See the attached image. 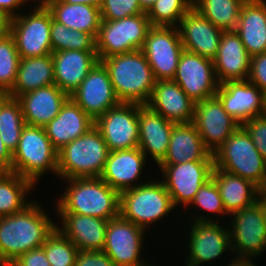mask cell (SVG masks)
Segmentation results:
<instances>
[{
	"instance_id": "1f68e13d",
	"label": "cell",
	"mask_w": 266,
	"mask_h": 266,
	"mask_svg": "<svg viewBox=\"0 0 266 266\" xmlns=\"http://www.w3.org/2000/svg\"><path fill=\"white\" fill-rule=\"evenodd\" d=\"M53 84L55 83L52 54L20 58L15 83L6 95L18 98L27 92Z\"/></svg>"
},
{
	"instance_id": "cb8c5ba5",
	"label": "cell",
	"mask_w": 266,
	"mask_h": 266,
	"mask_svg": "<svg viewBox=\"0 0 266 266\" xmlns=\"http://www.w3.org/2000/svg\"><path fill=\"white\" fill-rule=\"evenodd\" d=\"M248 52L238 34L223 31L216 57L213 59L219 84L227 81L247 80L250 72Z\"/></svg>"
},
{
	"instance_id": "4316f807",
	"label": "cell",
	"mask_w": 266,
	"mask_h": 266,
	"mask_svg": "<svg viewBox=\"0 0 266 266\" xmlns=\"http://www.w3.org/2000/svg\"><path fill=\"white\" fill-rule=\"evenodd\" d=\"M92 126H94V120L69 97L58 115L46 124L44 129L53 147L59 151L85 134Z\"/></svg>"
},
{
	"instance_id": "d4e9b609",
	"label": "cell",
	"mask_w": 266,
	"mask_h": 266,
	"mask_svg": "<svg viewBox=\"0 0 266 266\" xmlns=\"http://www.w3.org/2000/svg\"><path fill=\"white\" fill-rule=\"evenodd\" d=\"M54 83L69 96L79 87L99 61L96 51L52 52Z\"/></svg>"
},
{
	"instance_id": "4dcf8cb0",
	"label": "cell",
	"mask_w": 266,
	"mask_h": 266,
	"mask_svg": "<svg viewBox=\"0 0 266 266\" xmlns=\"http://www.w3.org/2000/svg\"><path fill=\"white\" fill-rule=\"evenodd\" d=\"M211 177L217 185L229 216L257 202L260 188L251 181L216 167H213Z\"/></svg>"
},
{
	"instance_id": "d590c367",
	"label": "cell",
	"mask_w": 266,
	"mask_h": 266,
	"mask_svg": "<svg viewBox=\"0 0 266 266\" xmlns=\"http://www.w3.org/2000/svg\"><path fill=\"white\" fill-rule=\"evenodd\" d=\"M25 124L19 100L0 95V136L11 154L18 146Z\"/></svg>"
},
{
	"instance_id": "9a60e30c",
	"label": "cell",
	"mask_w": 266,
	"mask_h": 266,
	"mask_svg": "<svg viewBox=\"0 0 266 266\" xmlns=\"http://www.w3.org/2000/svg\"><path fill=\"white\" fill-rule=\"evenodd\" d=\"M216 218L215 222H190L188 228V257H186V266H200L205 263H213L216 259L223 257L225 252L233 254L230 240L229 228L221 225ZM220 224V225H219ZM223 226V227H222ZM190 229V231H189ZM224 254V255H223Z\"/></svg>"
},
{
	"instance_id": "ab89813d",
	"label": "cell",
	"mask_w": 266,
	"mask_h": 266,
	"mask_svg": "<svg viewBox=\"0 0 266 266\" xmlns=\"http://www.w3.org/2000/svg\"><path fill=\"white\" fill-rule=\"evenodd\" d=\"M19 61L13 36L9 33L0 37V95L7 94L13 88Z\"/></svg>"
},
{
	"instance_id": "30bf717a",
	"label": "cell",
	"mask_w": 266,
	"mask_h": 266,
	"mask_svg": "<svg viewBox=\"0 0 266 266\" xmlns=\"http://www.w3.org/2000/svg\"><path fill=\"white\" fill-rule=\"evenodd\" d=\"M157 167L161 170L160 179L170 194L175 208L181 206L187 210L200 187L211 178L214 161L158 164Z\"/></svg>"
},
{
	"instance_id": "681fc988",
	"label": "cell",
	"mask_w": 266,
	"mask_h": 266,
	"mask_svg": "<svg viewBox=\"0 0 266 266\" xmlns=\"http://www.w3.org/2000/svg\"><path fill=\"white\" fill-rule=\"evenodd\" d=\"M11 17L0 10V37L10 33Z\"/></svg>"
},
{
	"instance_id": "c3c4849f",
	"label": "cell",
	"mask_w": 266,
	"mask_h": 266,
	"mask_svg": "<svg viewBox=\"0 0 266 266\" xmlns=\"http://www.w3.org/2000/svg\"><path fill=\"white\" fill-rule=\"evenodd\" d=\"M12 168V154L5 147L0 136V172H10Z\"/></svg>"
},
{
	"instance_id": "83f0119b",
	"label": "cell",
	"mask_w": 266,
	"mask_h": 266,
	"mask_svg": "<svg viewBox=\"0 0 266 266\" xmlns=\"http://www.w3.org/2000/svg\"><path fill=\"white\" fill-rule=\"evenodd\" d=\"M69 97L53 84L27 92L17 99L20 102L25 123L44 127L58 115Z\"/></svg>"
},
{
	"instance_id": "d6a6232c",
	"label": "cell",
	"mask_w": 266,
	"mask_h": 266,
	"mask_svg": "<svg viewBox=\"0 0 266 266\" xmlns=\"http://www.w3.org/2000/svg\"><path fill=\"white\" fill-rule=\"evenodd\" d=\"M45 5L57 22L69 29L89 33L96 39L101 22L100 7L68 4L58 0H47Z\"/></svg>"
},
{
	"instance_id": "f1b7e54d",
	"label": "cell",
	"mask_w": 266,
	"mask_h": 266,
	"mask_svg": "<svg viewBox=\"0 0 266 266\" xmlns=\"http://www.w3.org/2000/svg\"><path fill=\"white\" fill-rule=\"evenodd\" d=\"M250 57L266 52V0H246L234 30Z\"/></svg>"
},
{
	"instance_id": "7a4b0ae2",
	"label": "cell",
	"mask_w": 266,
	"mask_h": 266,
	"mask_svg": "<svg viewBox=\"0 0 266 266\" xmlns=\"http://www.w3.org/2000/svg\"><path fill=\"white\" fill-rule=\"evenodd\" d=\"M63 181L68 183L64 193L55 202L56 213H75L104 220L119 216L120 193L100 177L69 178Z\"/></svg>"
},
{
	"instance_id": "11a10c76",
	"label": "cell",
	"mask_w": 266,
	"mask_h": 266,
	"mask_svg": "<svg viewBox=\"0 0 266 266\" xmlns=\"http://www.w3.org/2000/svg\"><path fill=\"white\" fill-rule=\"evenodd\" d=\"M27 3H32L33 2V5H35L34 1H37L38 5H45L46 4V1L47 0H25Z\"/></svg>"
},
{
	"instance_id": "f546056e",
	"label": "cell",
	"mask_w": 266,
	"mask_h": 266,
	"mask_svg": "<svg viewBox=\"0 0 266 266\" xmlns=\"http://www.w3.org/2000/svg\"><path fill=\"white\" fill-rule=\"evenodd\" d=\"M188 161H213L193 123L173 126L168 151L159 164H180Z\"/></svg>"
},
{
	"instance_id": "484cf974",
	"label": "cell",
	"mask_w": 266,
	"mask_h": 266,
	"mask_svg": "<svg viewBox=\"0 0 266 266\" xmlns=\"http://www.w3.org/2000/svg\"><path fill=\"white\" fill-rule=\"evenodd\" d=\"M61 219L57 229L70 240L79 251H102L108 220L75 213H56Z\"/></svg>"
},
{
	"instance_id": "8992f818",
	"label": "cell",
	"mask_w": 266,
	"mask_h": 266,
	"mask_svg": "<svg viewBox=\"0 0 266 266\" xmlns=\"http://www.w3.org/2000/svg\"><path fill=\"white\" fill-rule=\"evenodd\" d=\"M214 167L266 188V161L240 125L213 154Z\"/></svg>"
},
{
	"instance_id": "e0dca14e",
	"label": "cell",
	"mask_w": 266,
	"mask_h": 266,
	"mask_svg": "<svg viewBox=\"0 0 266 266\" xmlns=\"http://www.w3.org/2000/svg\"><path fill=\"white\" fill-rule=\"evenodd\" d=\"M70 97L94 121L108 109L119 105L107 68L101 61L87 74Z\"/></svg>"
},
{
	"instance_id": "8d00e7d4",
	"label": "cell",
	"mask_w": 266,
	"mask_h": 266,
	"mask_svg": "<svg viewBox=\"0 0 266 266\" xmlns=\"http://www.w3.org/2000/svg\"><path fill=\"white\" fill-rule=\"evenodd\" d=\"M50 41L53 52L64 50L96 51V39L89 33L72 30L52 16Z\"/></svg>"
},
{
	"instance_id": "f35d334b",
	"label": "cell",
	"mask_w": 266,
	"mask_h": 266,
	"mask_svg": "<svg viewBox=\"0 0 266 266\" xmlns=\"http://www.w3.org/2000/svg\"><path fill=\"white\" fill-rule=\"evenodd\" d=\"M193 7V0H156L146 13L151 26L178 27Z\"/></svg>"
},
{
	"instance_id": "5bb4252c",
	"label": "cell",
	"mask_w": 266,
	"mask_h": 266,
	"mask_svg": "<svg viewBox=\"0 0 266 266\" xmlns=\"http://www.w3.org/2000/svg\"><path fill=\"white\" fill-rule=\"evenodd\" d=\"M141 105L121 102L94 121L110 152L138 147V109Z\"/></svg>"
},
{
	"instance_id": "d6986e66",
	"label": "cell",
	"mask_w": 266,
	"mask_h": 266,
	"mask_svg": "<svg viewBox=\"0 0 266 266\" xmlns=\"http://www.w3.org/2000/svg\"><path fill=\"white\" fill-rule=\"evenodd\" d=\"M215 96L240 125L264 115L266 94L248 80L224 82L219 85Z\"/></svg>"
},
{
	"instance_id": "ee69618b",
	"label": "cell",
	"mask_w": 266,
	"mask_h": 266,
	"mask_svg": "<svg viewBox=\"0 0 266 266\" xmlns=\"http://www.w3.org/2000/svg\"><path fill=\"white\" fill-rule=\"evenodd\" d=\"M247 80L266 94V52L251 57Z\"/></svg>"
},
{
	"instance_id": "ffe728a7",
	"label": "cell",
	"mask_w": 266,
	"mask_h": 266,
	"mask_svg": "<svg viewBox=\"0 0 266 266\" xmlns=\"http://www.w3.org/2000/svg\"><path fill=\"white\" fill-rule=\"evenodd\" d=\"M177 28L185 51L211 60L216 57L223 31L194 7L180 20Z\"/></svg>"
},
{
	"instance_id": "836d02e7",
	"label": "cell",
	"mask_w": 266,
	"mask_h": 266,
	"mask_svg": "<svg viewBox=\"0 0 266 266\" xmlns=\"http://www.w3.org/2000/svg\"><path fill=\"white\" fill-rule=\"evenodd\" d=\"M35 186L14 172H0V217L12 215L29 205L32 200L27 195Z\"/></svg>"
},
{
	"instance_id": "6f0895ef",
	"label": "cell",
	"mask_w": 266,
	"mask_h": 266,
	"mask_svg": "<svg viewBox=\"0 0 266 266\" xmlns=\"http://www.w3.org/2000/svg\"><path fill=\"white\" fill-rule=\"evenodd\" d=\"M264 115L266 116V103H265V112H264Z\"/></svg>"
},
{
	"instance_id": "44dd1931",
	"label": "cell",
	"mask_w": 266,
	"mask_h": 266,
	"mask_svg": "<svg viewBox=\"0 0 266 266\" xmlns=\"http://www.w3.org/2000/svg\"><path fill=\"white\" fill-rule=\"evenodd\" d=\"M146 163L147 158L138 147L111 151L100 178L120 193L149 181L139 180Z\"/></svg>"
},
{
	"instance_id": "816d5d0a",
	"label": "cell",
	"mask_w": 266,
	"mask_h": 266,
	"mask_svg": "<svg viewBox=\"0 0 266 266\" xmlns=\"http://www.w3.org/2000/svg\"><path fill=\"white\" fill-rule=\"evenodd\" d=\"M257 203L260 205L264 220H265V225H266V188L260 189L258 193V198H257Z\"/></svg>"
},
{
	"instance_id": "ba28073f",
	"label": "cell",
	"mask_w": 266,
	"mask_h": 266,
	"mask_svg": "<svg viewBox=\"0 0 266 266\" xmlns=\"http://www.w3.org/2000/svg\"><path fill=\"white\" fill-rule=\"evenodd\" d=\"M150 27L146 13L119 20H101L96 37L99 61L112 55L141 50Z\"/></svg>"
},
{
	"instance_id": "9c48e42d",
	"label": "cell",
	"mask_w": 266,
	"mask_h": 266,
	"mask_svg": "<svg viewBox=\"0 0 266 266\" xmlns=\"http://www.w3.org/2000/svg\"><path fill=\"white\" fill-rule=\"evenodd\" d=\"M31 12L11 18L13 36L20 58L42 57L52 54L50 31L52 13L46 5H35Z\"/></svg>"
},
{
	"instance_id": "bcb514c9",
	"label": "cell",
	"mask_w": 266,
	"mask_h": 266,
	"mask_svg": "<svg viewBox=\"0 0 266 266\" xmlns=\"http://www.w3.org/2000/svg\"><path fill=\"white\" fill-rule=\"evenodd\" d=\"M12 264L13 266H51L42 247L25 252Z\"/></svg>"
},
{
	"instance_id": "603a6c76",
	"label": "cell",
	"mask_w": 266,
	"mask_h": 266,
	"mask_svg": "<svg viewBox=\"0 0 266 266\" xmlns=\"http://www.w3.org/2000/svg\"><path fill=\"white\" fill-rule=\"evenodd\" d=\"M146 105L173 123H192L195 102L173 80L156 81Z\"/></svg>"
},
{
	"instance_id": "e575fe53",
	"label": "cell",
	"mask_w": 266,
	"mask_h": 266,
	"mask_svg": "<svg viewBox=\"0 0 266 266\" xmlns=\"http://www.w3.org/2000/svg\"><path fill=\"white\" fill-rule=\"evenodd\" d=\"M246 0H193V7L222 31L236 29Z\"/></svg>"
},
{
	"instance_id": "8fae6325",
	"label": "cell",
	"mask_w": 266,
	"mask_h": 266,
	"mask_svg": "<svg viewBox=\"0 0 266 266\" xmlns=\"http://www.w3.org/2000/svg\"><path fill=\"white\" fill-rule=\"evenodd\" d=\"M146 235L145 229L119 215L108 220L102 251L115 266H153L141 256Z\"/></svg>"
},
{
	"instance_id": "74e56055",
	"label": "cell",
	"mask_w": 266,
	"mask_h": 266,
	"mask_svg": "<svg viewBox=\"0 0 266 266\" xmlns=\"http://www.w3.org/2000/svg\"><path fill=\"white\" fill-rule=\"evenodd\" d=\"M189 206H192L194 210L196 208H200V211H205H202V213L199 212V215L195 214V217L192 218L194 219L192 220L193 222H215V217L213 218L214 220L211 219L208 213H210L211 215L214 213V216L219 215L217 216V218H223L224 216L226 217V215L227 217H229V214L226 212V209L224 207L223 200L221 199V196L219 194L217 185L212 177L200 187ZM203 212H207V215Z\"/></svg>"
},
{
	"instance_id": "277c9868",
	"label": "cell",
	"mask_w": 266,
	"mask_h": 266,
	"mask_svg": "<svg viewBox=\"0 0 266 266\" xmlns=\"http://www.w3.org/2000/svg\"><path fill=\"white\" fill-rule=\"evenodd\" d=\"M109 152L100 131L92 126L58 151L57 176L60 179L100 177Z\"/></svg>"
},
{
	"instance_id": "db71d44e",
	"label": "cell",
	"mask_w": 266,
	"mask_h": 266,
	"mask_svg": "<svg viewBox=\"0 0 266 266\" xmlns=\"http://www.w3.org/2000/svg\"><path fill=\"white\" fill-rule=\"evenodd\" d=\"M141 10L144 13H147L150 8L153 6V4L156 2V0H138Z\"/></svg>"
},
{
	"instance_id": "f907efd6",
	"label": "cell",
	"mask_w": 266,
	"mask_h": 266,
	"mask_svg": "<svg viewBox=\"0 0 266 266\" xmlns=\"http://www.w3.org/2000/svg\"><path fill=\"white\" fill-rule=\"evenodd\" d=\"M235 257L232 258L231 262H228L229 263L228 265L227 264L225 265L226 266H257L254 262H252L254 258L244 257V256H235Z\"/></svg>"
},
{
	"instance_id": "9f6ffc18",
	"label": "cell",
	"mask_w": 266,
	"mask_h": 266,
	"mask_svg": "<svg viewBox=\"0 0 266 266\" xmlns=\"http://www.w3.org/2000/svg\"><path fill=\"white\" fill-rule=\"evenodd\" d=\"M0 266H13V264L12 263L0 262Z\"/></svg>"
},
{
	"instance_id": "52a82bcc",
	"label": "cell",
	"mask_w": 266,
	"mask_h": 266,
	"mask_svg": "<svg viewBox=\"0 0 266 266\" xmlns=\"http://www.w3.org/2000/svg\"><path fill=\"white\" fill-rule=\"evenodd\" d=\"M174 209L164 183L156 177L120 192L119 215L145 230L166 218Z\"/></svg>"
},
{
	"instance_id": "2e32d148",
	"label": "cell",
	"mask_w": 266,
	"mask_h": 266,
	"mask_svg": "<svg viewBox=\"0 0 266 266\" xmlns=\"http://www.w3.org/2000/svg\"><path fill=\"white\" fill-rule=\"evenodd\" d=\"M173 81L195 103L214 97L220 85L213 60L185 50L181 53Z\"/></svg>"
},
{
	"instance_id": "b9f144b4",
	"label": "cell",
	"mask_w": 266,
	"mask_h": 266,
	"mask_svg": "<svg viewBox=\"0 0 266 266\" xmlns=\"http://www.w3.org/2000/svg\"><path fill=\"white\" fill-rule=\"evenodd\" d=\"M144 13L138 0H102L101 20H119Z\"/></svg>"
},
{
	"instance_id": "60d3db41",
	"label": "cell",
	"mask_w": 266,
	"mask_h": 266,
	"mask_svg": "<svg viewBox=\"0 0 266 266\" xmlns=\"http://www.w3.org/2000/svg\"><path fill=\"white\" fill-rule=\"evenodd\" d=\"M42 248L51 266H75L79 250L57 228Z\"/></svg>"
},
{
	"instance_id": "f5cc1de1",
	"label": "cell",
	"mask_w": 266,
	"mask_h": 266,
	"mask_svg": "<svg viewBox=\"0 0 266 266\" xmlns=\"http://www.w3.org/2000/svg\"><path fill=\"white\" fill-rule=\"evenodd\" d=\"M59 2L68 3V4H88L95 7H100L102 0H58Z\"/></svg>"
},
{
	"instance_id": "f6af8a7d",
	"label": "cell",
	"mask_w": 266,
	"mask_h": 266,
	"mask_svg": "<svg viewBox=\"0 0 266 266\" xmlns=\"http://www.w3.org/2000/svg\"><path fill=\"white\" fill-rule=\"evenodd\" d=\"M75 266H115L103 251L82 250L76 257Z\"/></svg>"
},
{
	"instance_id": "7bdbcfd3",
	"label": "cell",
	"mask_w": 266,
	"mask_h": 266,
	"mask_svg": "<svg viewBox=\"0 0 266 266\" xmlns=\"http://www.w3.org/2000/svg\"><path fill=\"white\" fill-rule=\"evenodd\" d=\"M249 134L260 155L266 161V116H258L241 125Z\"/></svg>"
},
{
	"instance_id": "7402d4cb",
	"label": "cell",
	"mask_w": 266,
	"mask_h": 266,
	"mask_svg": "<svg viewBox=\"0 0 266 266\" xmlns=\"http://www.w3.org/2000/svg\"><path fill=\"white\" fill-rule=\"evenodd\" d=\"M138 123V148L148 160L152 158L157 166L167 154L171 131L176 123L166 120L146 104L138 109Z\"/></svg>"
},
{
	"instance_id": "ac0fdd59",
	"label": "cell",
	"mask_w": 266,
	"mask_h": 266,
	"mask_svg": "<svg viewBox=\"0 0 266 266\" xmlns=\"http://www.w3.org/2000/svg\"><path fill=\"white\" fill-rule=\"evenodd\" d=\"M192 123L200 134L205 148L211 154H214L240 127V124L224 110L216 96L195 103Z\"/></svg>"
},
{
	"instance_id": "6da1fadb",
	"label": "cell",
	"mask_w": 266,
	"mask_h": 266,
	"mask_svg": "<svg viewBox=\"0 0 266 266\" xmlns=\"http://www.w3.org/2000/svg\"><path fill=\"white\" fill-rule=\"evenodd\" d=\"M31 202L24 209L0 217V262L12 263L29 250L41 248L57 227L49 214Z\"/></svg>"
},
{
	"instance_id": "3957f363",
	"label": "cell",
	"mask_w": 266,
	"mask_h": 266,
	"mask_svg": "<svg viewBox=\"0 0 266 266\" xmlns=\"http://www.w3.org/2000/svg\"><path fill=\"white\" fill-rule=\"evenodd\" d=\"M101 62L108 70L120 102L142 105L148 102L156 79L141 50L112 55Z\"/></svg>"
},
{
	"instance_id": "7c38bea8",
	"label": "cell",
	"mask_w": 266,
	"mask_h": 266,
	"mask_svg": "<svg viewBox=\"0 0 266 266\" xmlns=\"http://www.w3.org/2000/svg\"><path fill=\"white\" fill-rule=\"evenodd\" d=\"M156 81L173 80L184 51L177 27L151 26L141 48Z\"/></svg>"
},
{
	"instance_id": "5b68a950",
	"label": "cell",
	"mask_w": 266,
	"mask_h": 266,
	"mask_svg": "<svg viewBox=\"0 0 266 266\" xmlns=\"http://www.w3.org/2000/svg\"><path fill=\"white\" fill-rule=\"evenodd\" d=\"M58 151L53 147L44 127L25 124L18 146L12 154L11 172L35 185L44 174L57 176Z\"/></svg>"
},
{
	"instance_id": "7dc6e473",
	"label": "cell",
	"mask_w": 266,
	"mask_h": 266,
	"mask_svg": "<svg viewBox=\"0 0 266 266\" xmlns=\"http://www.w3.org/2000/svg\"><path fill=\"white\" fill-rule=\"evenodd\" d=\"M28 4L25 0H0V10L5 12L9 17L13 18L22 12L19 11L20 7Z\"/></svg>"
},
{
	"instance_id": "4fadbf2b",
	"label": "cell",
	"mask_w": 266,
	"mask_h": 266,
	"mask_svg": "<svg viewBox=\"0 0 266 266\" xmlns=\"http://www.w3.org/2000/svg\"><path fill=\"white\" fill-rule=\"evenodd\" d=\"M230 216L232 220L227 221L231 223L229 232L232 253L256 259L266 250V225L260 205L256 202Z\"/></svg>"
}]
</instances>
